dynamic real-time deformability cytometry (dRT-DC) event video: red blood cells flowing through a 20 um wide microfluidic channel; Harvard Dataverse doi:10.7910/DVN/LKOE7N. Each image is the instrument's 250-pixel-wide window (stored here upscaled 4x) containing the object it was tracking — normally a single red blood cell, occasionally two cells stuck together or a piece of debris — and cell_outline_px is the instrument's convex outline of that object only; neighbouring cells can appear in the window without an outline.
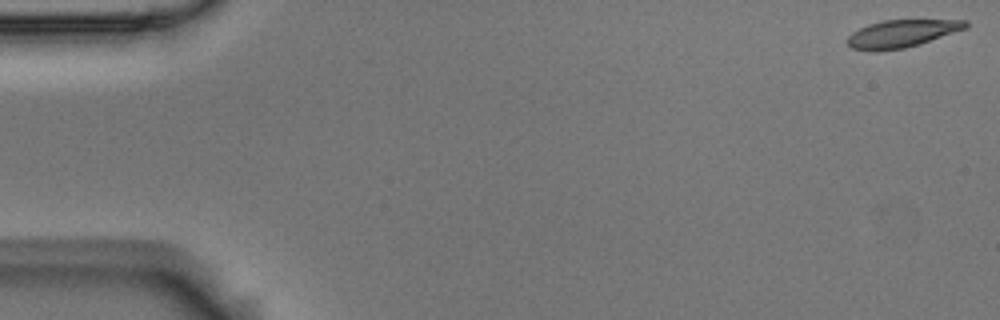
{"species": "Egyptian fruit bat (a non-hibernating species)", "species_latin": "Rousettus aegyptiacus", "temperature_condition": "room temperature", "stored_images_in_passage": 54, "camera_frame_rate_fps": 3000, "um_per_image_px": 0.085, "animal": {"sex": "male"}, "frame": {"image": 1, "passage_image": 1, "time_ms": 0.0, "image_size_px": [1000, 320], "cell_outline_px": [[968, 28], [904, 48], [876, 52], [852, 48], [848, 44], [848, 36], [852, 32], [868, 24], [884, 20], [968, 20]], "centroid_in_image_um": [76.63, 2.85], "position_along_channel_um": 8.4, "area_um2": 18.79}}
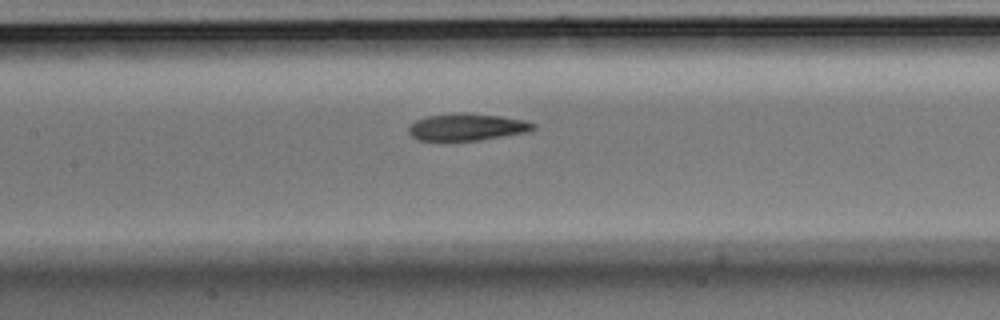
{"frame": {"image": 2, "passage_image": 26, "time_ms": 8.333, "image_size_px": [1000, 320], "cell_outline_px": [[536, 128], [528, 132], [476, 140], [416, 140], [408, 132], [408, 124], [416, 120], [428, 116], [460, 112], [464, 112], [500, 116], [524, 120], [536, 124]], "centroid_in_image_um": [39.67, 10.79], "position_along_channel_um": 167.7, "area_um2": 19.59}}
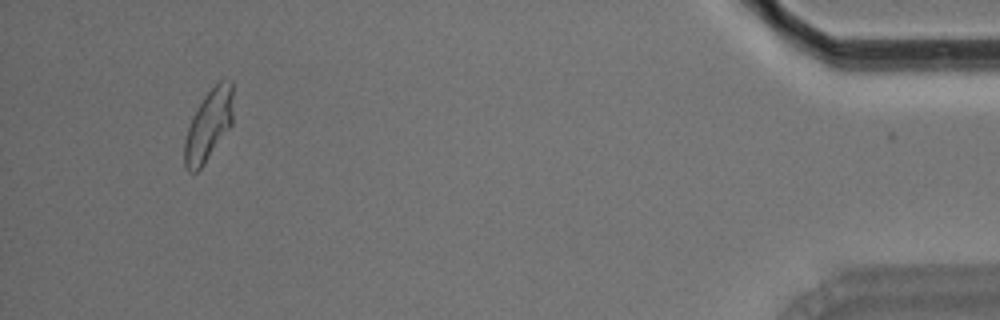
{"frame": {"image": 3, "passage_image": 53, "time_ms": 17.333, "image_size_px": [1000, 320], "cell_outline_px": [[232, 124], [204, 164], [196, 172], [188, 172], [184, 168], [184, 140], [192, 116], [204, 96], [220, 80], [232, 80]], "centroid_in_image_um": [17.71, 10.67], "position_along_channel_um": 417.5, "area_um2": 20.0}, "authors_computed_cell_mechanics": {"area_um2": 19.8543, "velocity_mm_per_s": 3.5645, "shape_relaxation_time_tau1_ms": 5.244, "shape_relaxation_time_tau2_ms": 3.0337, "deformation_change_tau1": 0.1688, "deformation_change_tau2": 0.1041}}